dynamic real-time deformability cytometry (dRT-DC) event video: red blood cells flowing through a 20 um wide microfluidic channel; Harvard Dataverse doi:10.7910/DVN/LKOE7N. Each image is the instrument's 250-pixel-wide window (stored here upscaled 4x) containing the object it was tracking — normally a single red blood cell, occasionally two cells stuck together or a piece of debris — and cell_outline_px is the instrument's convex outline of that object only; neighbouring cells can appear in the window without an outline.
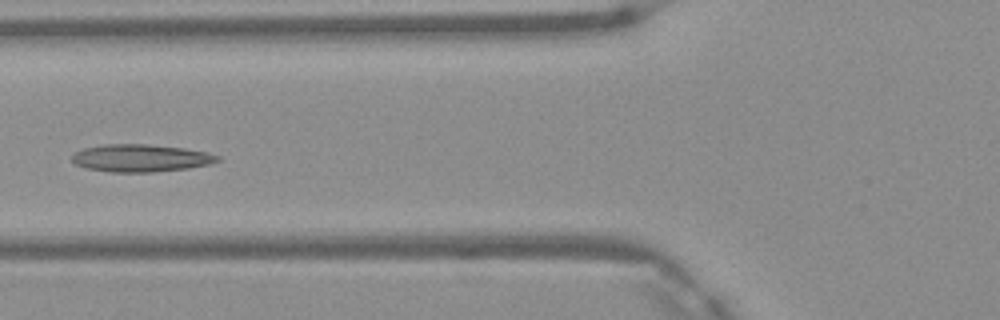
{"species": "Egyptian fruit bat (a non-hibernating species)", "species_latin": "Rousettus aegyptiacus", "temperature_condition": "warm", "stored_images_in_passage": 6, "camera_frame_rate_fps": 3000, "um_per_image_px": 0.085, "frame": {"image": 1, "passage_image": 5, "time_ms": 1.333, "image_size_px": [1000, 320], "cell_outline_px": [[220, 160], [212, 164], [188, 168], [152, 172], [112, 172], [88, 168], [76, 164], [72, 160], [72, 156], [76, 152], [84, 148], [104, 144], [148, 144], [184, 148], [208, 152], [220, 156]], "centroid_in_image_um": [12.01, 13.43], "position_along_channel_um": 113.8, "area_um2": 23.29}}
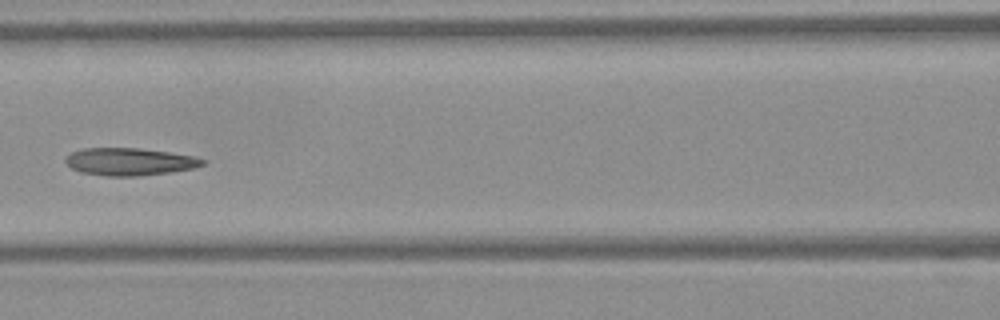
{"frame": {"image": 2, "passage_image": 6, "time_ms": 1.667, "image_size_px": [1000, 320], "cell_outline_px": [[208, 160], [204, 164], [192, 168], [172, 172], [140, 176], [108, 176], [80, 172], [72, 168], [64, 160], [72, 152], [84, 148], [140, 148], [168, 152], [192, 156]], "centroid_in_image_um": [11.03, 13.74], "position_along_channel_um": 155.6, "area_um2": 21.85}}